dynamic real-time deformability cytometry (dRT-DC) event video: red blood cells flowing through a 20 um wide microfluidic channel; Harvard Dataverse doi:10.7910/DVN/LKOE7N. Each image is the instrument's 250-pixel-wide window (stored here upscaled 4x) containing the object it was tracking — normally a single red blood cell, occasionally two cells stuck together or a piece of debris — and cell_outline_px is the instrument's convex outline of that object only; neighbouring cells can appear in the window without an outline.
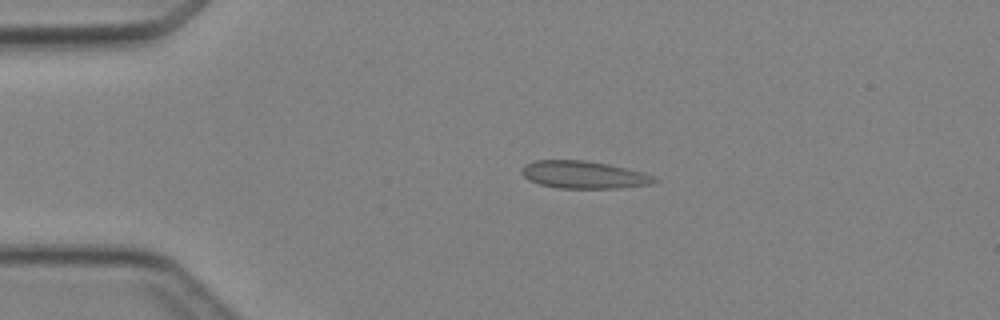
{"species": "Egyptian fruit bat (a non-hibernating species)", "species_latin": "Rousettus aegyptiacus", "temperature_condition": "cold", "stored_images_in_passage": 3, "camera_frame_rate_fps": 3000, "um_per_image_px": 0.085, "animal": {"sex": "female"}, "frame": {"image": 1, "passage_image": 3, "time_ms": 2.333, "image_size_px": [1000, 320], "cell_outline_px": [[660, 180], [652, 184], [620, 188], [556, 188], [540, 184], [528, 180], [520, 172], [520, 168], [524, 164], [536, 160], [584, 160], [608, 164], [644, 172]], "centroid_in_image_um": [49.6, 14.85], "position_along_channel_um": 35.4, "area_um2": 21.44}}